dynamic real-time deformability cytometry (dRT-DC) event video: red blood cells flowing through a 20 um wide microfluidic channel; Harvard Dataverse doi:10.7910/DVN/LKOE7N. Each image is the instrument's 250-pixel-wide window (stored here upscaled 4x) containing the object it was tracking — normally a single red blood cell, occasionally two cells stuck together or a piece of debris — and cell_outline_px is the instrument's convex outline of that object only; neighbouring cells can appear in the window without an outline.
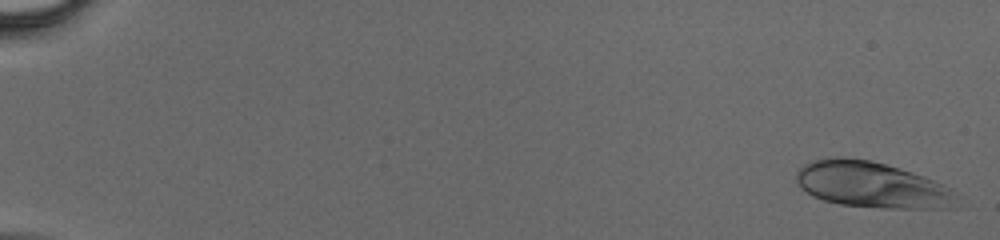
{"species": "human", "species_latin": "Homo sapiens", "temperature_condition": "cold", "stored_images_in_passage": 48, "camera_frame_rate_fps": 3000, "um_per_image_px": 0.085, "donor": {"sex": "male"}, "frame": {"image": 1, "passage_image": 2, "time_ms": 0.333, "image_size_px": [1000, 240], "cell_outline_px": [[956, 208], [880, 208], [840, 204], [824, 200], [812, 196], [800, 188], [796, 184], [796, 172], [804, 164], [816, 160], [836, 156], [840, 156], [872, 160], [912, 172], [924, 176], [944, 184], [952, 188]], "centroid_in_image_um": [74.08, 15.71], "position_along_channel_um": 10.9, "area_um2": 43.12}}
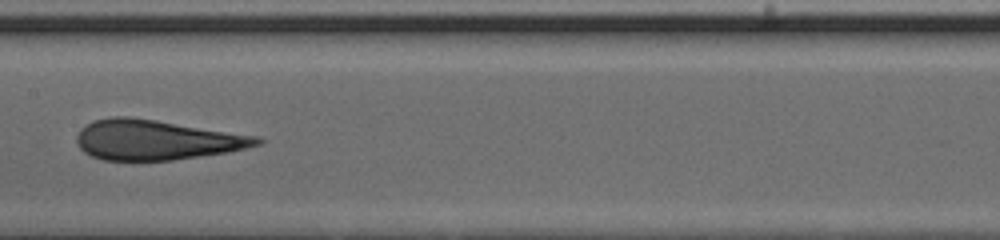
{"frame": {"image": 2, "passage_image": 27, "time_ms": 8.667, "image_size_px": [1000, 240], "cell_outline_px": [[264, 144], [228, 152], [172, 160], [104, 160], [92, 156], [84, 152], [76, 144], [76, 136], [80, 128], [92, 120], [112, 116], [128, 116], [156, 120], [260, 136], [264, 140]], "centroid_in_image_um": [13.29, 11.88], "position_along_channel_um": 194.1, "area_um2": 42.31}}
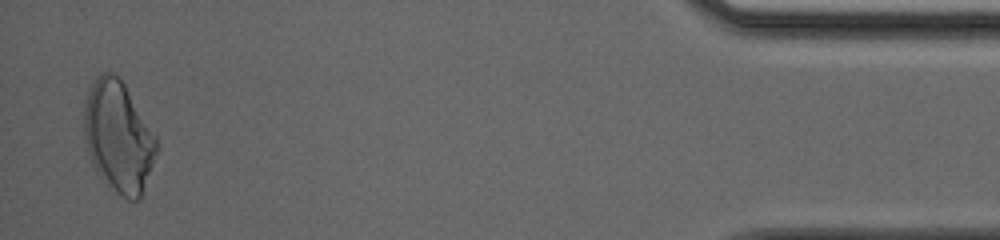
{"frame": {"image": 3, "passage_image": 47, "time_ms": 15.333, "image_size_px": [1000, 240], "cell_outline_px": [[160, 148], [140, 196], [136, 200], [128, 200], [120, 196], [100, 176], [92, 164], [88, 152], [84, 136], [84, 104], [88, 92], [96, 76], [104, 72], [112, 72], [124, 84], [156, 136]], "centroid_in_image_um": [10.07, 11.63], "position_along_channel_um": 425.1, "area_um2": 46.59}}